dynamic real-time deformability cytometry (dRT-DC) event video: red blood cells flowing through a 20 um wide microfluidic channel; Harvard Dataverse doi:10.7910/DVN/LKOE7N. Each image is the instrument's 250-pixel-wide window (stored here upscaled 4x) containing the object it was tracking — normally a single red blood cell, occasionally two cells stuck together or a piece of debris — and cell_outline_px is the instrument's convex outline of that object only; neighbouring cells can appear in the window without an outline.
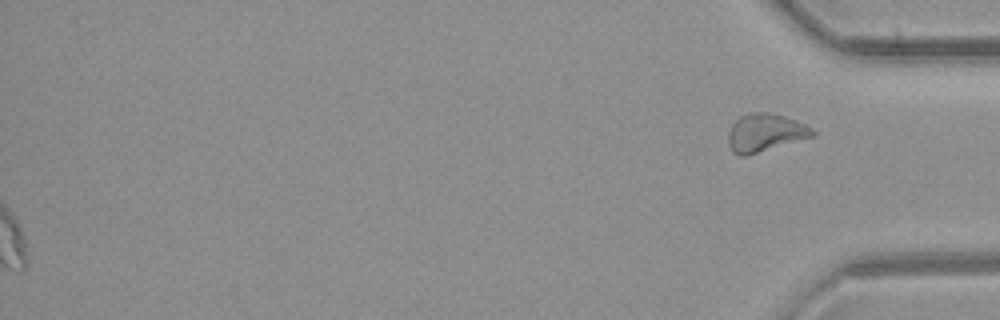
{"species": "common noctule bat (a hibernating species)", "species_latin": "Nyctalus noctula", "temperature_condition": "room temperature", "stored_images_in_passage": 44, "segment_of_instrument_passage": [2, 2], "camera_frame_rate_fps": 3000, "um_per_image_px": 0.085, "animal": {"sex": "female", "body_mass_g": 21.9}, "frame": {"image": 1, "passage_image": 44, "time_ms": 14.333, "image_size_px": [1000, 320], "cell_outline_px": [[816, 136], [748, 156], [740, 156], [732, 152], [728, 144], [728, 132], [732, 124], [740, 116], [748, 112], [768, 112], [784, 116], [796, 120], [812, 128], [816, 132]], "centroid_in_image_um": [65.04, 11.29], "position_along_channel_um": 370.2, "area_um2": 19.02}}